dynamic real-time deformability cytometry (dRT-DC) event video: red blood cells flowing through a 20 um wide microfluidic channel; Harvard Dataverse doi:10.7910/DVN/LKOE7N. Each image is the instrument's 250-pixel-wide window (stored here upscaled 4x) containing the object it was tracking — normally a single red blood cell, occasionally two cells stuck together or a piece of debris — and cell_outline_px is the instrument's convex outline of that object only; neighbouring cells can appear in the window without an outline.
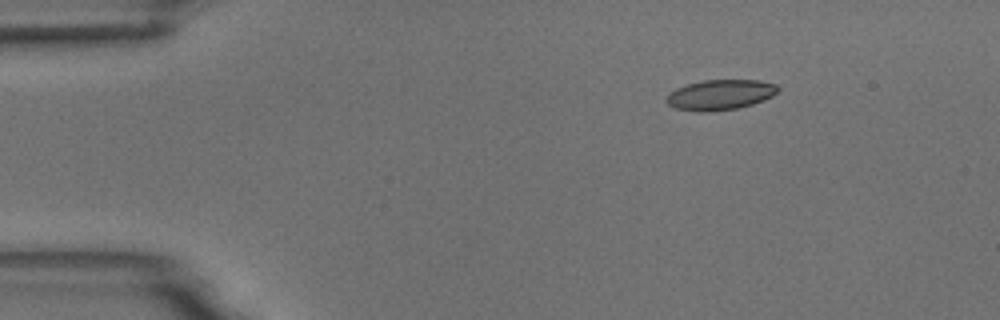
{"species": "common noctule bat (a hibernating species)", "species_latin": "Nyctalus noctula", "temperature_condition": "room temperature", "stored_images_in_passage": 15, "camera_frame_rate_fps": 3000, "um_per_image_px": 0.085, "animal": {"sex": "male", "body_mass_g": 18.8}, "frame": {"image": 1, "passage_image": 3, "time_ms": 2.333, "image_size_px": [1000, 320], "cell_outline_px": [[780, 88], [772, 96], [764, 100], [752, 104], [736, 108], [708, 112], [700, 112], [676, 108], [668, 104], [668, 92], [676, 88], [688, 84], [704, 80], [760, 80], [776, 84]], "centroid_in_image_um": [61.23, 8.05], "position_along_channel_um": 23.8, "area_um2": 19.54}}
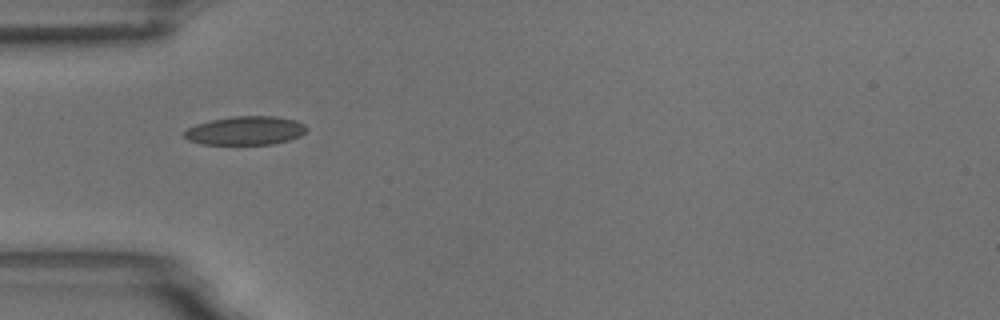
{"frame": {"image": 2, "passage_image": 5, "time_ms": 5.333, "image_size_px": [1000, 320], "cell_outline_px": [[308, 128], [300, 136], [288, 140], [272, 144], [200, 144], [188, 140], [184, 136], [184, 132], [188, 128], [196, 124], [212, 120], [232, 116], [276, 116], [296, 120], [304, 124]], "centroid_in_image_um": [20.87, 11.1], "position_along_channel_um": 64.1, "area_um2": 20.4}}
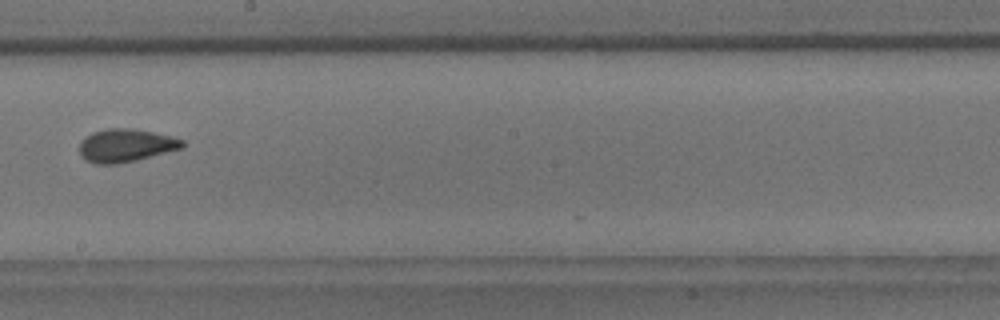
{"frame": {"image": 3, "passage_image": 9, "time_ms": 10.0, "image_size_px": [1000, 320], "cell_outline_px": [[184, 148], [136, 160], [116, 164], [96, 164], [84, 160], [80, 156], [80, 144], [92, 132], [108, 128], [132, 128], [172, 136], [184, 140]], "centroid_in_image_um": [10.71, 12.37], "position_along_channel_um": 237.5, "area_um2": 19.83}, "authors_computed_cell_mechanics": {"area_um2": 19.3052, "velocity_mm_per_s": 3.7207, "shape_relaxation_time_tau1_ms": 8.5472, "shape_relaxation_time_tau2_ms": 1.2117, "deformation_change_tau1": 0.166, "deformation_change_tau2": 0.0392}}